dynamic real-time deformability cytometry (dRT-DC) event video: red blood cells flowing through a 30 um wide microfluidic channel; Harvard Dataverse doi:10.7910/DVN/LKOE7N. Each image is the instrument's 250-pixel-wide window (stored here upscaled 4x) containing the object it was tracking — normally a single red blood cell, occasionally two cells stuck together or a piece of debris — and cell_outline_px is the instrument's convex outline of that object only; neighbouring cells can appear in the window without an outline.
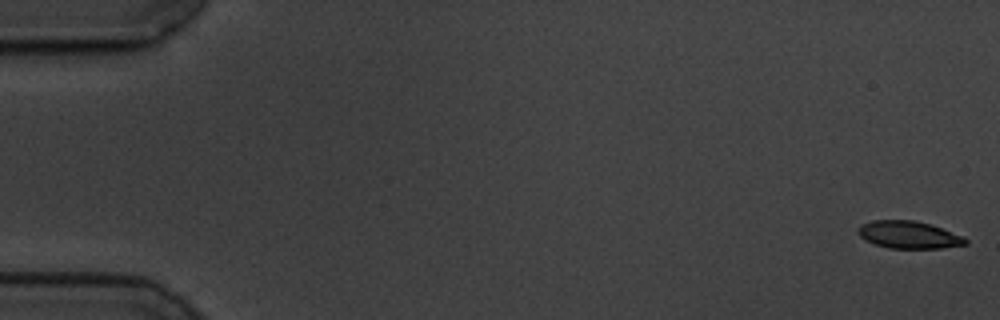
{"species": "common noctule bat (a hibernating species)", "species_latin": "Nyctalus noctula", "temperature_condition": "cold", "stored_images_in_passage": 58, "camera_frame_rate_fps": 3000, "um_per_image_px": 0.085, "animal": {"sex": "male", "body_mass_g": 19.5, "forearm_length_mm": 54.6}, "frame": {"image": 1, "passage_image": 1, "time_ms": 0.0, "image_size_px": [1000, 320], "cell_outline_px": [[968, 244], [944, 248], [888, 248], [864, 240], [856, 232], [856, 228], [860, 224], [872, 220], [912, 220], [932, 224], [964, 236], [968, 240]], "centroid_in_image_um": [77.24, 19.95], "position_along_channel_um": 7.8, "area_um2": 17.46}}
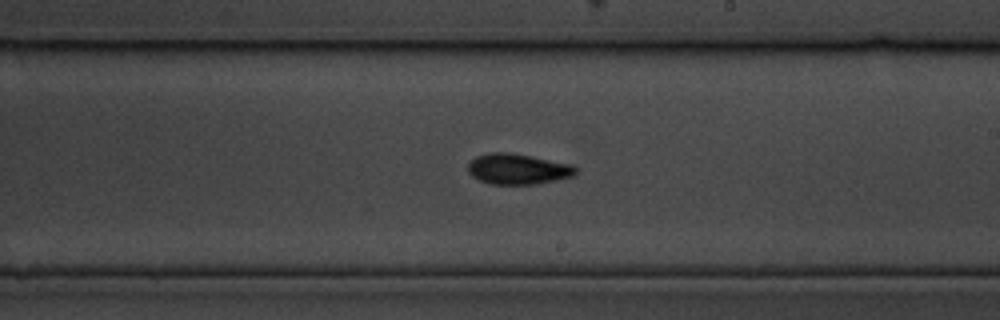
{"frame": {"image": 2, "passage_image": 34, "time_ms": 11.0, "image_size_px": [1000, 320], "cell_outline_px": [[576, 176], [536, 184], [488, 184], [472, 176], [468, 172], [468, 164], [476, 156], [488, 152], [508, 152], [532, 156], [572, 164], [576, 168]], "centroid_in_image_um": [44.02, 14.36], "position_along_channel_um": 245.0, "area_um2": 19.36}}
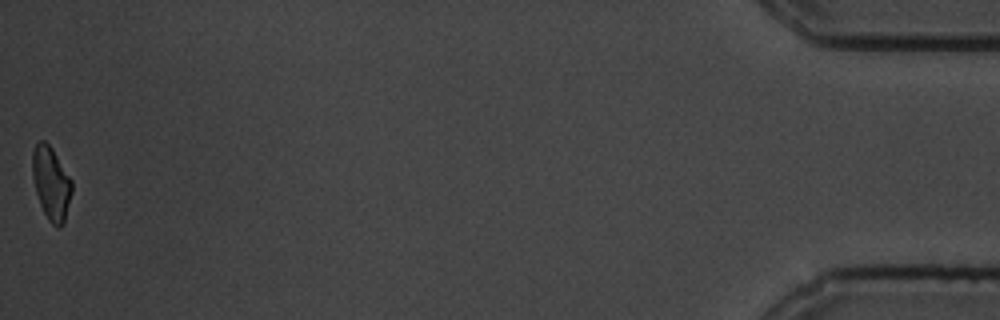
{"frame": {"image": 3, "passage_image": 58, "time_ms": 19.0, "image_size_px": [1000, 320], "cell_outline_px": [[72, 192], [64, 224], [60, 228], [52, 224], [48, 220], [40, 204], [36, 192], [32, 176], [32, 152], [36, 144], [40, 140], [44, 140], [52, 148], [72, 180]], "centroid_in_image_um": [4.35, 15.59], "position_along_channel_um": 430.8, "area_um2": 16.88}, "authors_computed_cell_mechanics": {"area_um2": 18.1781, "velocity_mm_per_s": 3.4832, "shape_relaxation_time_tau1_ms": 3.7087, "shape_relaxation_time_tau2_ms": 3.1402, "deformation_change_tau1": 0.1315, "deformation_change_tau2": 0.0773}}